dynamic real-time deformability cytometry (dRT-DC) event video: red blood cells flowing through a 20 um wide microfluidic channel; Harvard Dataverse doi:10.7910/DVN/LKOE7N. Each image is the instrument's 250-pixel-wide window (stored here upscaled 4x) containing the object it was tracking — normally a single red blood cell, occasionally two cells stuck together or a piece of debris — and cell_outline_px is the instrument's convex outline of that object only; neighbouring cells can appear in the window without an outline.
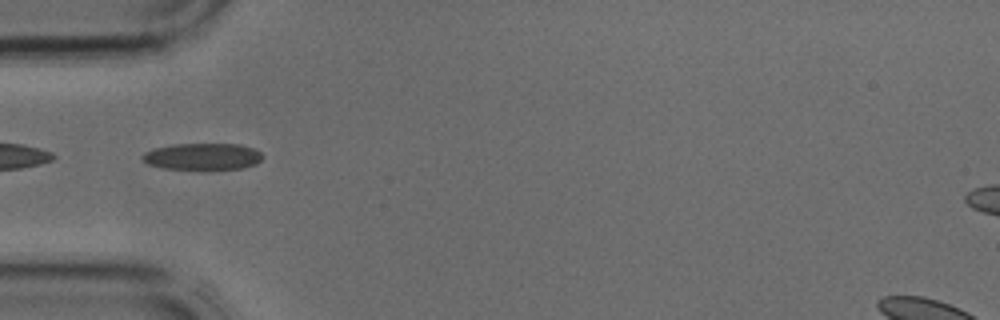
{"species": "common noctule bat (a hibernating species)", "species_latin": "Nyctalus noctula", "temperature_condition": "cold", "stored_images_in_passage": 1, "camera_frame_rate_fps": 3000, "um_per_image_px": 0.085, "animal": {"sex": "male", "body_mass_g": 17.9, "forearm_length_mm": 54.2}, "frame": {"image": 1, "passage_image": 1, "time_ms": 0.0, "image_size_px": [1000, 320], "cell_outline_px": [[264, 156], [256, 164], [244, 168], [164, 168], [148, 164], [140, 156], [144, 152], [152, 148], [172, 144], [240, 144], [256, 148]], "centroid_in_image_um": [17.23, 13.27], "position_along_channel_um": 67.8, "area_um2": 18.55}}